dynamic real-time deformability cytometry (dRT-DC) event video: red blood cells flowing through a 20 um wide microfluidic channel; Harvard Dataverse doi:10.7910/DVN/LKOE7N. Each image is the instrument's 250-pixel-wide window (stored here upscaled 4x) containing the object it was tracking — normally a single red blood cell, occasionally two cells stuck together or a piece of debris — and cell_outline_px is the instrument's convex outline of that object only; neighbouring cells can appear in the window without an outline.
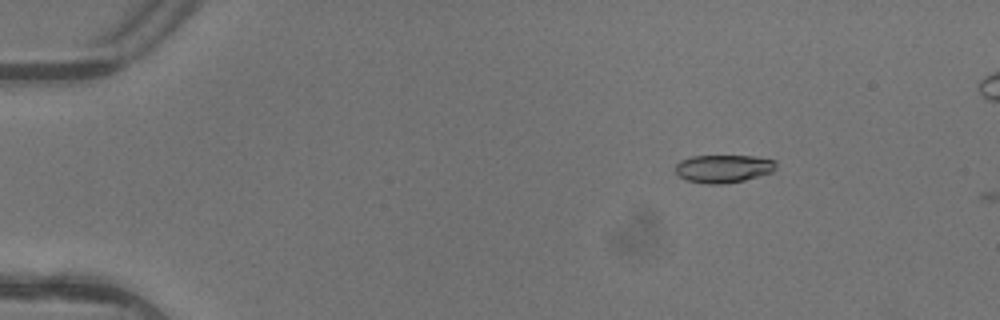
{"species": "common noctule bat (a hibernating species)", "species_latin": "Nyctalus noctula", "temperature_condition": "warm", "stored_images_in_passage": 2, "camera_frame_rate_fps": 3000, "um_per_image_px": 0.085, "animal": {"sex": "female"}, "frame": {"image": 1, "passage_image": 1, "time_ms": 0.0, "image_size_px": [1000, 320], "cell_outline_px": [[776, 168], [772, 172], [744, 180], [724, 184], [708, 184], [688, 180], [676, 176], [676, 164], [680, 160], [692, 156], [756, 156], [776, 160]], "centroid_in_image_um": [61.49, 14.33], "position_along_channel_um": 23.5, "area_um2": 16.47}}